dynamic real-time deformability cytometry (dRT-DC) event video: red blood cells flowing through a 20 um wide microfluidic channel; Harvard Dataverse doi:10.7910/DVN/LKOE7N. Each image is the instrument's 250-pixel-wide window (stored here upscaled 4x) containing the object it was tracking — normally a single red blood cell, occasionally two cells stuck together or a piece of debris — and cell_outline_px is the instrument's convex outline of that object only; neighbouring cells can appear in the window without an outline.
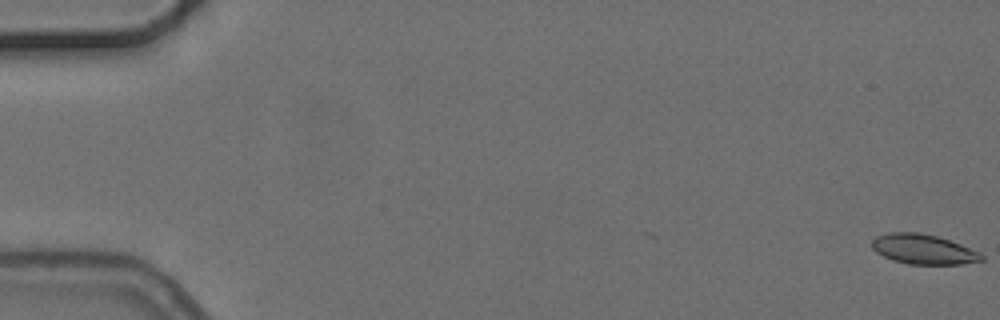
{"species": "common noctule bat (a hibernating species)", "species_latin": "Nyctalus noctula", "temperature_condition": "cold", "stored_images_in_passage": 6, "camera_frame_rate_fps": 3000, "um_per_image_px": 0.085, "animal": {"sex": "female", "body_mass_g": 24.6, "forearm_length_mm": 56.2}, "frame": {"image": 1, "passage_image": 1, "time_ms": 0.0, "image_size_px": [1000, 320], "cell_outline_px": [[984, 260], [960, 264], [908, 264], [892, 260], [876, 252], [872, 248], [872, 240], [876, 236], [888, 232], [920, 232], [936, 236], [960, 244], [980, 252], [984, 256]], "centroid_in_image_um": [78.47, 21.18], "position_along_channel_um": 6.5, "area_um2": 19.07}}
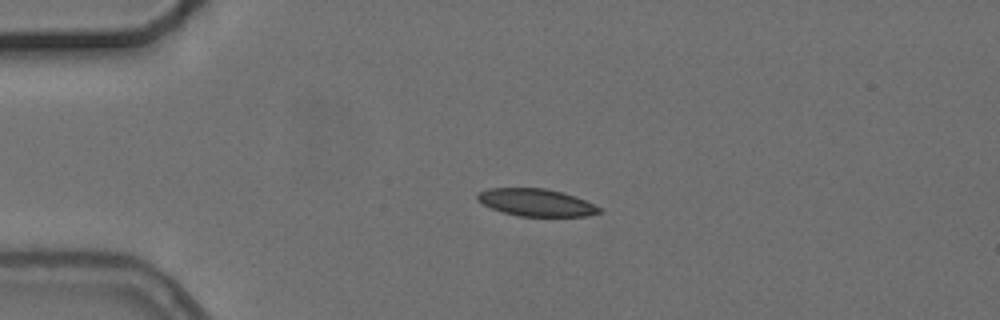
{"frame": {"image": 2, "passage_image": 4, "time_ms": 4.333, "image_size_px": [1000, 320], "cell_outline_px": [[604, 212], [588, 216], [520, 216], [504, 212], [492, 208], [476, 200], [476, 192], [488, 188], [544, 188], [560, 192], [584, 200], [604, 208]], "centroid_in_image_um": [45.58, 17.21], "position_along_channel_um": 39.4, "area_um2": 19.42}}
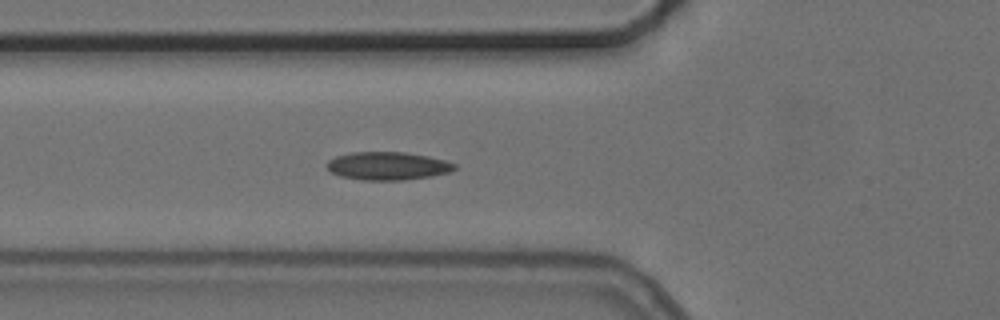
{"frame": {"image": 3, "passage_image": 6, "time_ms": 6.667, "image_size_px": [1000, 320], "cell_outline_px": [[456, 168], [448, 172], [432, 176], [404, 180], [360, 180], [340, 176], [332, 172], [328, 168], [328, 160], [336, 156], [352, 152], [404, 152], [428, 156], [444, 160], [456, 164]], "centroid_in_image_um": [32.96, 14.1], "position_along_channel_um": 92.8, "area_um2": 20.81}}